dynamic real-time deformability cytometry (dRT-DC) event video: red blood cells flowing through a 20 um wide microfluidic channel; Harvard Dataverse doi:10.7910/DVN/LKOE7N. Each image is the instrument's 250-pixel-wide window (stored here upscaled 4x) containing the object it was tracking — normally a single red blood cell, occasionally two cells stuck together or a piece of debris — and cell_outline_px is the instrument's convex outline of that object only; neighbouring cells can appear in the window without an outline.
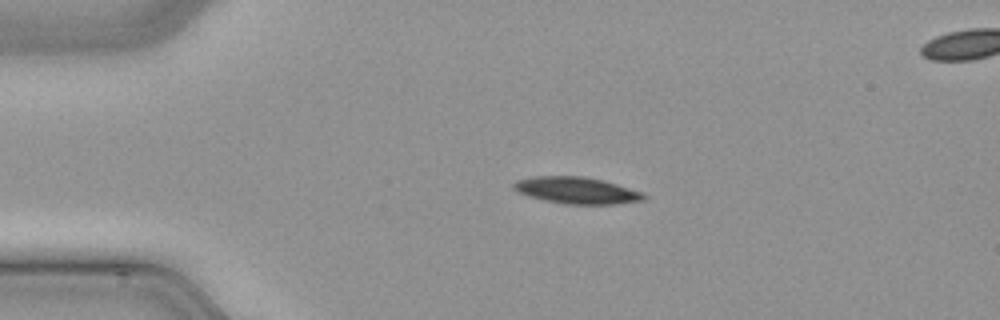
{"species": "common noctule bat (a hibernating species)", "species_latin": "Nyctalus noctula", "temperature_condition": "cold", "stored_images_in_passage": 45, "segment_of_instrument_passage": [1, 2], "camera_frame_rate_fps": 3000, "um_per_image_px": 0.085, "animal": {"sex": "male", "body_mass_g": 21.5, "forearm_length_mm": 52.0}, "frame": {"image": 1, "passage_image": 6, "time_ms": 1.667, "image_size_px": [1000, 320], "cell_outline_px": [[648, 196], [644, 200], [616, 204], [564, 204], [544, 200], [528, 196], [512, 188], [512, 184], [516, 180], [532, 176], [584, 176], [604, 180], [644, 192]], "centroid_in_image_um": [49.04, 16.18], "position_along_channel_um": 36.0, "area_um2": 20.46}}
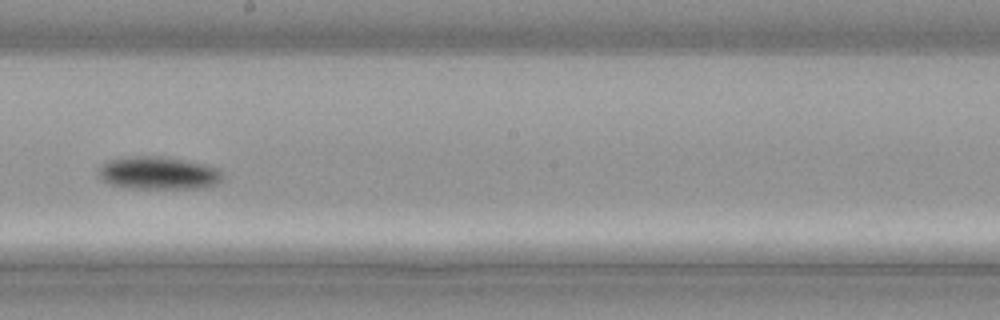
{"frame": {"image": 2, "passage_image": 23, "time_ms": 7.333, "image_size_px": [1000, 320], "cell_outline_px": [[224, 176], [216, 184], [200, 188], [124, 188], [108, 184], [100, 176], [100, 168], [108, 160], [136, 156], [160, 156], [184, 160], [204, 164], [216, 168]], "centroid_in_image_um": [13.46, 14.72], "position_along_channel_um": 234.7, "area_um2": 23.41}}
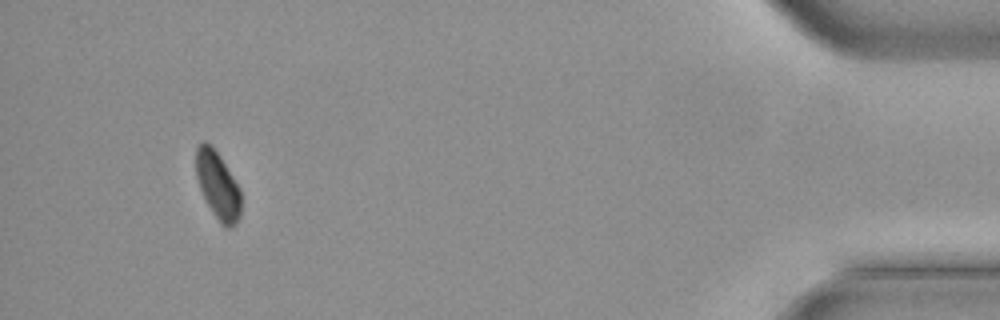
{"frame": {"image": 3, "passage_image": 41, "time_ms": 13.333, "image_size_px": [1000, 320], "cell_outline_px": [[240, 216], [236, 224], [228, 228], [224, 228], [220, 224], [212, 212], [200, 188], [196, 176], [196, 148], [204, 140], [220, 156], [240, 188]], "centroid_in_image_um": [18.52, 15.79], "position_along_channel_um": 416.7, "area_um2": 17.46}}